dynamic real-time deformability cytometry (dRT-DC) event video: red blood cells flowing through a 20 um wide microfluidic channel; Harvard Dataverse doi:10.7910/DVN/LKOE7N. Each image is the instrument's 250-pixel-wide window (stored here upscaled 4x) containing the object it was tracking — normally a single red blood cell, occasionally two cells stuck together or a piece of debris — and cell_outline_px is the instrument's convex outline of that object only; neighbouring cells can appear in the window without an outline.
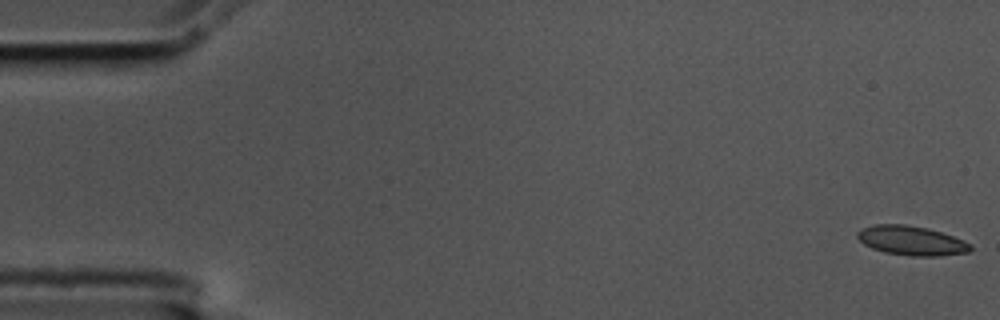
{"species": "common noctule bat (a hibernating species)", "species_latin": "Nyctalus noctula", "temperature_condition": "cold", "stored_images_in_passage": 56, "camera_frame_rate_fps": 3000, "um_per_image_px": 0.085, "animal": {"sex": "male", "body_mass_g": 17.5, "forearm_length_mm": 52.3}, "frame": {"image": 1, "passage_image": 1, "time_ms": 0.0, "image_size_px": [1000, 320], "cell_outline_px": [[972, 248], [968, 252], [936, 256], [908, 256], [884, 252], [872, 248], [864, 244], [856, 236], [856, 232], [864, 228], [876, 224], [904, 224], [928, 228], [964, 240], [972, 244]], "centroid_in_image_um": [77.47, 20.45], "position_along_channel_um": 7.5, "area_um2": 19.31}}
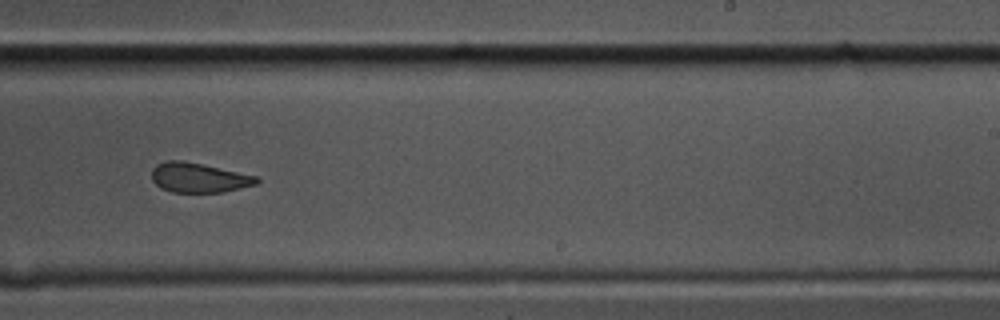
{"frame": {"image": 2, "passage_image": 35, "time_ms": 11.333, "image_size_px": [1000, 320], "cell_outline_px": [[260, 180], [256, 184], [224, 192], [172, 192], [160, 188], [152, 180], [152, 168], [156, 164], [168, 160], [180, 160], [260, 176]], "centroid_in_image_um": [16.9, 15.1], "position_along_channel_um": 272.1, "area_um2": 18.15}}
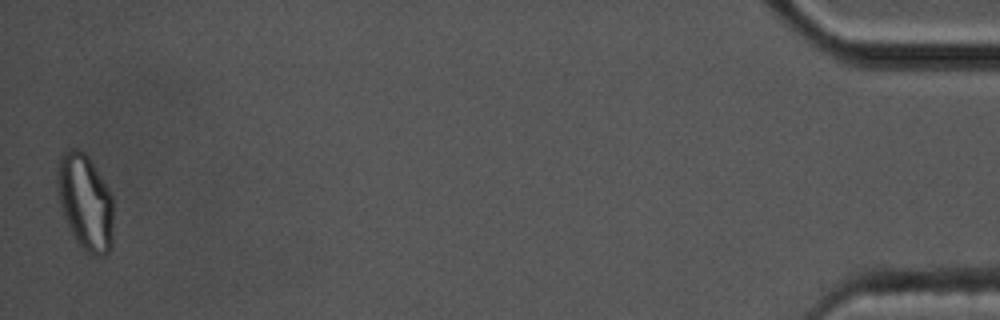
{"frame": {"image": 3, "passage_image": 56, "time_ms": 18.333, "image_size_px": [1000, 320], "cell_outline_px": [[112, 248], [104, 256], [92, 256], [84, 252], [80, 248], [64, 216], [60, 204], [56, 184], [56, 172], [60, 160], [64, 152], [72, 148], [80, 148], [88, 156], [112, 196]], "centroid_in_image_um": [7.24, 17.21], "position_along_channel_um": 428.0, "area_um2": 31.33}, "authors_computed_cell_mechanics": {"area_um2": 19.4208, "velocity_mm_per_s": 3.5553, "shape_relaxation_time_tau1_ms": null, "shape_relaxation_time_tau2_ms": 2.3163, "deformation_change_tau1": null, "deformation_change_tau2": 0.0651}}